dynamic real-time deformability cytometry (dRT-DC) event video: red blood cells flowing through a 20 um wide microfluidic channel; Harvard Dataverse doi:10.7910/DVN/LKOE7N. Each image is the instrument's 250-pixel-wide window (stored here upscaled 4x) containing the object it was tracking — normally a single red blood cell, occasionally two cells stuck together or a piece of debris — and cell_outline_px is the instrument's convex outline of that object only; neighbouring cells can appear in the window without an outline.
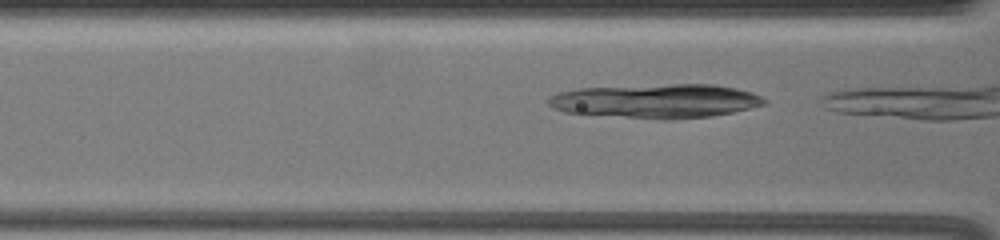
{"species": "common noctule bat (a hibernating species)", "species_latin": "Nyctalus noctula", "temperature_condition": "warm", "stored_images_in_passage": 15, "camera_frame_rate_fps": 3000, "um_per_image_px": 0.085, "animal": {"sex": "female", "body_mass_g": 19.5, "forearm_length_mm": 54.1}, "frame": {"image": 1, "passage_image": 13, "time_ms": 4.0, "image_size_px": [1000, 240], "cell_outline_px": [[768, 100], [764, 104], [732, 112], [712, 116], [672, 120], [664, 120], [564, 112], [552, 108], [548, 104], [548, 96], [560, 92], [580, 88], [672, 84], [716, 84], [736, 88], [752, 92]], "centroid_in_image_um": [55.78, 8.59], "position_along_channel_um": 110.8, "area_um2": 42.89}}